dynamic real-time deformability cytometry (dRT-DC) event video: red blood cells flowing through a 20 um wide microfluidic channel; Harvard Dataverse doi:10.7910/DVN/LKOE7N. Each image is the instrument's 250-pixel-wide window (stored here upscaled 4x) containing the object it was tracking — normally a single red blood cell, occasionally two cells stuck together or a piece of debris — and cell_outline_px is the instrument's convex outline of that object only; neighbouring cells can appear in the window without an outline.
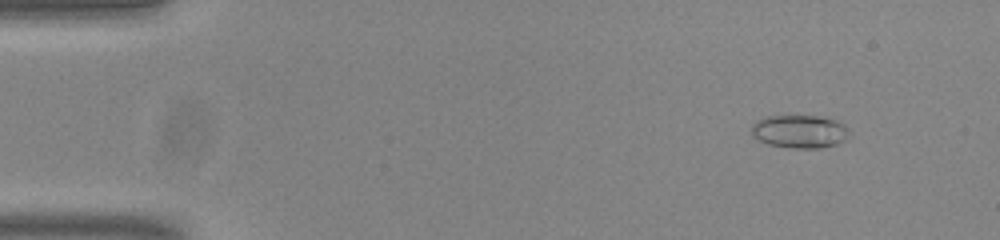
{"species": "common noctule bat (a hibernating species)", "species_latin": "Nyctalus noctula", "temperature_condition": "room temperature", "stored_images_in_passage": 50, "camera_frame_rate_fps": 3000, "um_per_image_px": 0.085, "animal": {"sex": "male", "body_mass_g": 20.0, "forearm_length_mm": 53.3}, "frame": {"image": 1, "passage_image": 2, "time_ms": 0.333, "image_size_px": [1000, 240], "cell_outline_px": [[848, 140], [836, 144], [820, 148], [796, 148], [768, 144], [752, 136], [752, 124], [756, 120], [764, 116], [816, 116], [836, 120], [844, 124], [848, 128]], "centroid_in_image_um": [67.98, 11.17], "position_along_channel_um": 17.0, "area_um2": 18.9}}
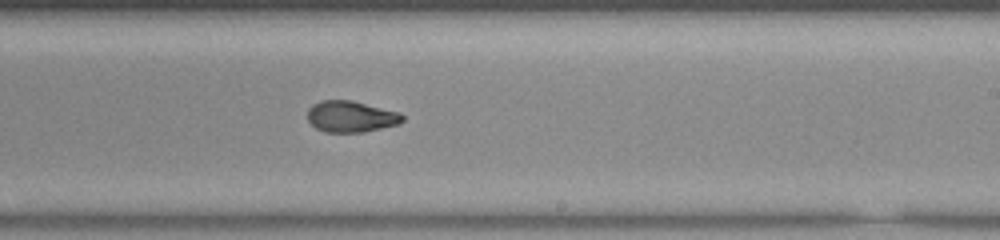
{"frame": {"image": 2, "passage_image": 29, "time_ms": 9.333, "image_size_px": [1000, 240], "cell_outline_px": [[404, 120], [400, 124], [364, 132], [324, 132], [316, 128], [308, 120], [308, 108], [312, 104], [320, 100], [352, 100], [400, 112], [404, 116]], "centroid_in_image_um": [29.84, 9.9], "position_along_channel_um": 259.2, "area_um2": 17.51}}
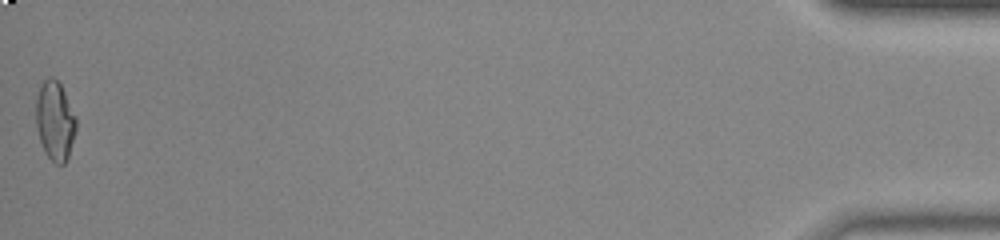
{"frame": {"image": 3, "passage_image": 50, "time_ms": 16.333, "image_size_px": [1000, 240], "cell_outline_px": [[76, 128], [68, 156], [64, 164], [56, 164], [44, 152], [40, 140], [36, 124], [36, 96], [44, 80], [48, 76], [52, 76], [60, 84], [76, 116]], "centroid_in_image_um": [4.66, 10.26], "position_along_channel_um": 430.5, "area_um2": 18.32}, "authors_computed_cell_mechanics": {"area_um2": 17.8024, "velocity_mm_per_s": 3.8481, "shape_relaxation_time_tau1_ms": null, "shape_relaxation_time_tau2_ms": 2.0358, "deformation_change_tau1": null, "deformation_change_tau2": 0.0701}}